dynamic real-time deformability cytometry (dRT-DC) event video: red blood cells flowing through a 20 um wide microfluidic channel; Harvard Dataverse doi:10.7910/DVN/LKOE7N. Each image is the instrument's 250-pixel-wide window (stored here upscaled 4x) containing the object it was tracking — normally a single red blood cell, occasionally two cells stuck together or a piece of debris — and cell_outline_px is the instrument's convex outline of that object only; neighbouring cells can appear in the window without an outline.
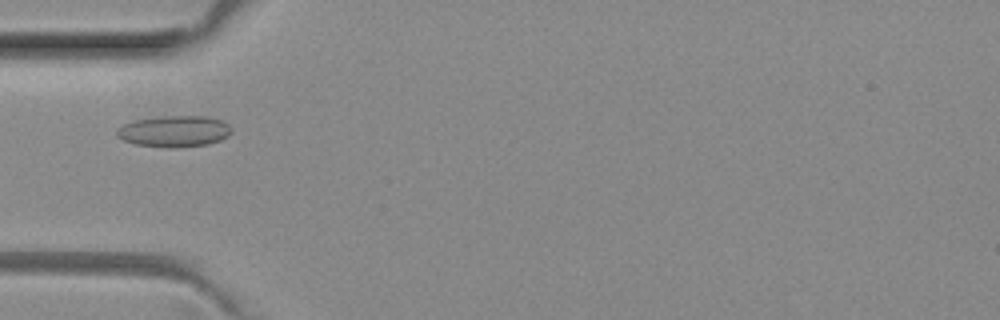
{"species": "common noctule bat (a hibernating species)", "species_latin": "Nyctalus noctula", "temperature_condition": "room temperature", "stored_images_in_passage": 4, "camera_frame_rate_fps": 3000, "um_per_image_px": 0.085, "animal": {"sex": "female", "body_mass_g": 29.2, "forearm_length_mm": 56.3}, "frame": {"image": 1, "passage_image": 3, "time_ms": 0.667, "image_size_px": [1000, 320], "cell_outline_px": [[232, 132], [228, 136], [220, 140], [208, 144], [172, 148], [168, 148], [136, 144], [124, 140], [116, 136], [116, 128], [132, 120], [168, 116], [204, 116], [224, 120], [232, 128]], "centroid_in_image_um": [14.82, 11.16], "position_along_channel_um": 70.2, "area_um2": 21.04}}
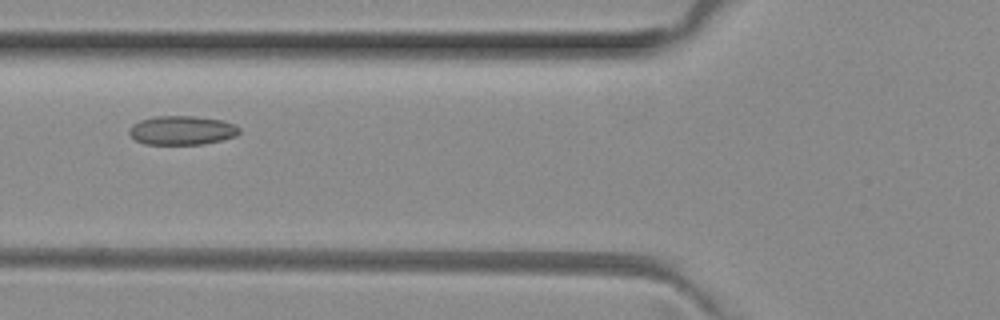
{"frame": {"image": 2, "passage_image": 4, "time_ms": 1.0, "image_size_px": [1000, 320], "cell_outline_px": [[240, 132], [236, 136], [224, 140], [204, 144], [144, 144], [136, 140], [128, 132], [132, 124], [140, 120], [152, 116], [192, 116], [224, 120], [236, 124], [240, 128]], "centroid_in_image_um": [15.5, 11.07], "position_along_channel_um": 110.3, "area_um2": 18.84}}